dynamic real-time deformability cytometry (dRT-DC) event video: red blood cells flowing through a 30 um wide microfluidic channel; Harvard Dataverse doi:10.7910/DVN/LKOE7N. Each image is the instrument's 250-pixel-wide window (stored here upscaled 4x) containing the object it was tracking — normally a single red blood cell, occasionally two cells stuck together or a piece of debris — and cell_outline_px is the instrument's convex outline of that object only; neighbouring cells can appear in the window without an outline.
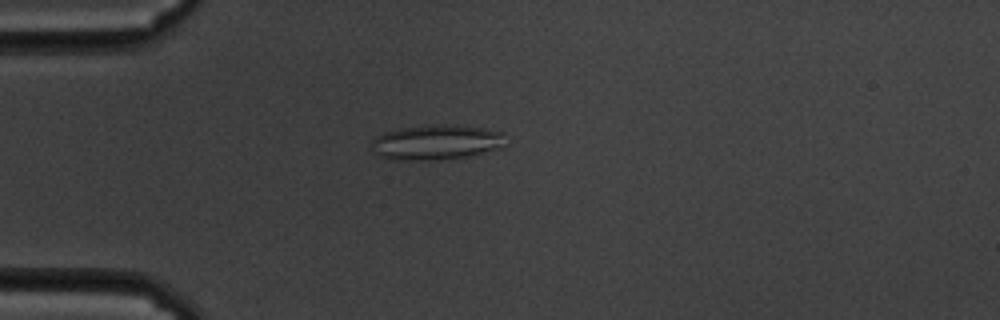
{"species": "common noctule bat (a hibernating species)", "species_latin": "Nyctalus noctula", "temperature_condition": "cold", "stored_images_in_passage": 55, "camera_frame_rate_fps": 3000, "um_per_image_px": 0.085, "animal": {"sex": "male", "body_mass_g": 19.5, "forearm_length_mm": 54.6}, "frame": {"image": 1, "passage_image": 12, "time_ms": 3.667, "image_size_px": [1000, 320], "cell_outline_px": [[504, 132], [500, 148], [464, 156], [432, 160], [396, 160], [380, 156], [372, 152], [372, 140], [376, 136], [384, 132], [400, 128], [432, 124], [444, 124], [484, 128]], "centroid_in_image_um": [37.0, 12.08], "position_along_channel_um": 48.0, "area_um2": 27.05}}
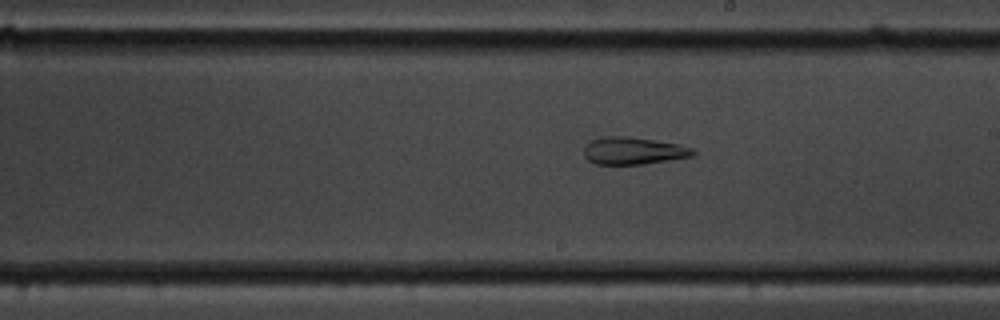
{"frame": {"image": 2, "passage_image": 30, "time_ms": 9.667, "image_size_px": [1000, 320], "cell_outline_px": [[696, 152], [692, 156], [644, 164], [596, 164], [588, 160], [584, 156], [584, 148], [592, 140], [608, 136], [628, 136], [680, 144], [692, 148]], "centroid_in_image_um": [53.85, 12.82], "position_along_channel_um": 235.2, "area_um2": 17.22}}
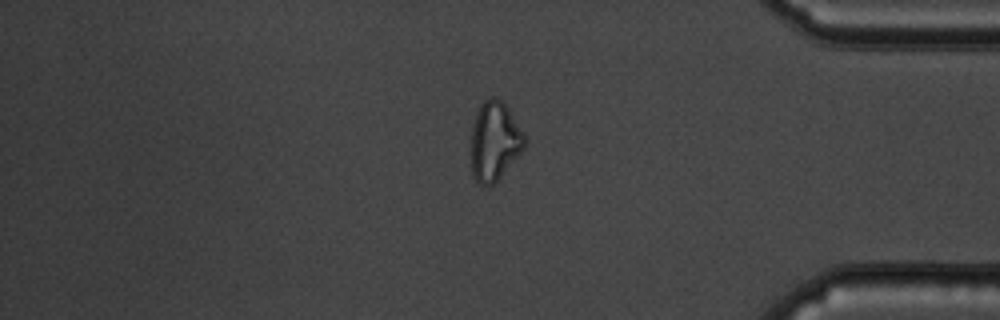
{"frame": {"image": 3, "passage_image": 46, "time_ms": 15.0, "image_size_px": [1000, 320], "cell_outline_px": [[528, 140], [524, 148], [500, 176], [492, 184], [480, 184], [472, 176], [472, 128], [480, 104], [484, 100], [492, 96], [496, 96], [508, 108]], "centroid_in_image_um": [42.05, 11.97], "position_along_channel_um": 393.2, "area_um2": 24.16}, "authors_computed_cell_mechanics": {"area_um2": 24.0448, "velocity_mm_per_s": 3.3869, "shape_relaxation_time_tau1_ms": null, "shape_relaxation_time_tau2_ms": 3.2558, "deformation_change_tau1": null, "deformation_change_tau2": 0.1187}}